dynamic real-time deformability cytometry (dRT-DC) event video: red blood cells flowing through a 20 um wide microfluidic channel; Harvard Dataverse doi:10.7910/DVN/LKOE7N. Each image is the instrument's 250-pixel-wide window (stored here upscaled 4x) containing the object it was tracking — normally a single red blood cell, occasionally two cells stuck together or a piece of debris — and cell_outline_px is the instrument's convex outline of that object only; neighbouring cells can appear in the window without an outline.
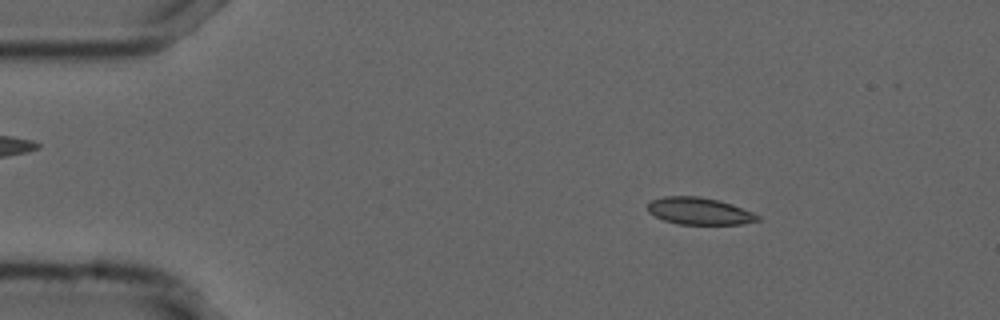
{"species": "common noctule bat (a hibernating species)", "species_latin": "Nyctalus noctula", "temperature_condition": "cold", "stored_images_in_passage": 33, "camera_frame_rate_fps": 3000, "um_per_image_px": 0.085, "animal": {"sex": "male", "forearm_length_mm": 52.5}, "frame": {"image": 1, "passage_image": 8, "time_ms": 2.333, "image_size_px": [1000, 320], "cell_outline_px": [[760, 220], [740, 224], [680, 224], [664, 220], [648, 212], [648, 204], [652, 200], [664, 196], [700, 196], [720, 200], [732, 204], [752, 212], [760, 216]], "centroid_in_image_um": [59.45, 17.93], "position_along_channel_um": 25.6, "area_um2": 17.28}}
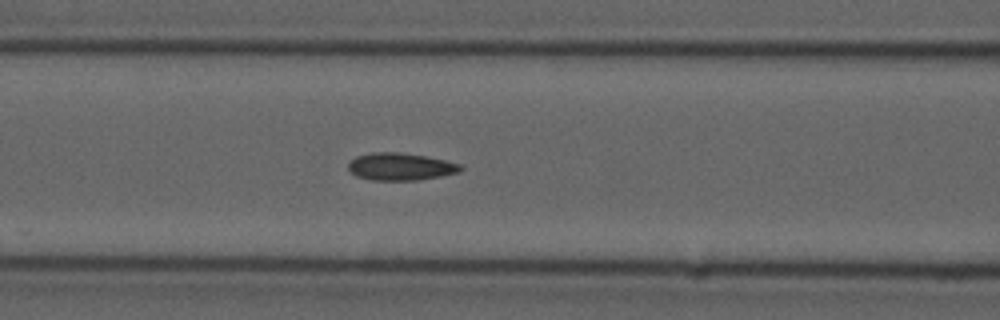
{"frame": {"image": 2, "passage_image": 22, "time_ms": 7.0, "image_size_px": [1000, 320], "cell_outline_px": [[464, 168], [460, 172], [440, 176], [416, 180], [372, 180], [356, 176], [348, 168], [348, 164], [356, 156], [372, 152], [400, 152], [424, 156], [444, 160], [460, 164]], "centroid_in_image_um": [34.04, 14.16], "position_along_channel_um": 132.6, "area_um2": 17.8}}
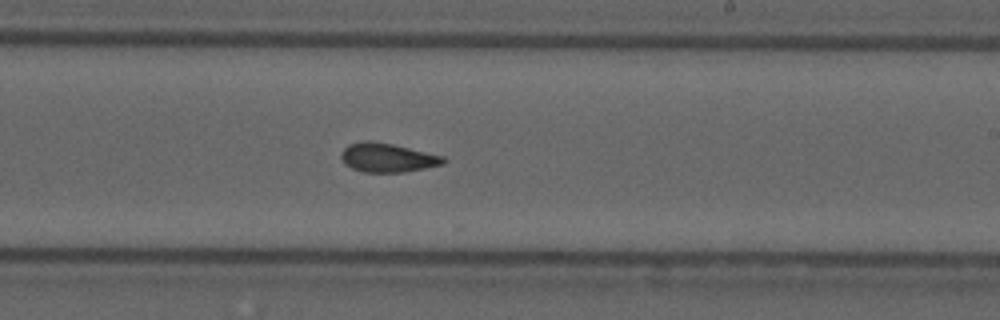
{"frame": {"image": 3, "passage_image": 32, "time_ms": 10.333, "image_size_px": [1000, 320], "cell_outline_px": [[448, 160], [444, 164], [404, 172], [364, 172], [352, 168], [344, 164], [340, 156], [340, 152], [348, 144], [364, 140], [372, 140], [392, 144], [444, 156]], "centroid_in_image_um": [32.91, 13.39], "position_along_channel_um": 256.1, "area_um2": 17.4}}